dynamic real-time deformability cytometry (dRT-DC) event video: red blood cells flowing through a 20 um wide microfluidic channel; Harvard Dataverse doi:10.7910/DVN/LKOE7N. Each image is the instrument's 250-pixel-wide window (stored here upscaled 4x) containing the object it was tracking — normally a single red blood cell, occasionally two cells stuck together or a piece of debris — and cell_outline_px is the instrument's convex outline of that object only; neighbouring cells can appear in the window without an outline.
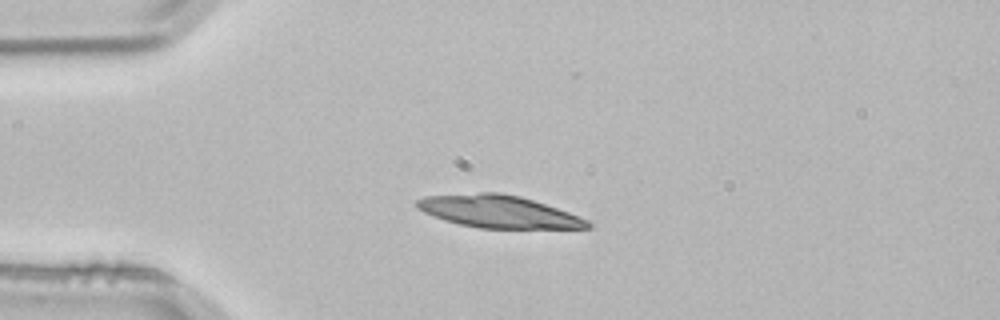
{"species": "common noctule bat (a hibernating species)", "species_latin": "Nyctalus noctula", "temperature_condition": "room temperature", "stored_images_in_passage": 1, "camera_frame_rate_fps": 3000, "um_per_image_px": 0.085, "animal": {"sex": "male", "body_mass_g": 21.5, "forearm_length_mm": 52.0}, "frame": {"image": 1, "passage_image": 1, "time_ms": 0.0, "image_size_px": [1000, 320], "cell_outline_px": [[592, 228], [480, 228], [460, 224], [444, 220], [424, 212], [416, 208], [416, 200], [424, 196], [480, 192], [500, 192], [520, 196], [568, 212], [588, 220], [592, 224]], "centroid_in_image_um": [42.34, 17.98], "position_along_channel_um": 42.7, "area_um2": 32.08}}